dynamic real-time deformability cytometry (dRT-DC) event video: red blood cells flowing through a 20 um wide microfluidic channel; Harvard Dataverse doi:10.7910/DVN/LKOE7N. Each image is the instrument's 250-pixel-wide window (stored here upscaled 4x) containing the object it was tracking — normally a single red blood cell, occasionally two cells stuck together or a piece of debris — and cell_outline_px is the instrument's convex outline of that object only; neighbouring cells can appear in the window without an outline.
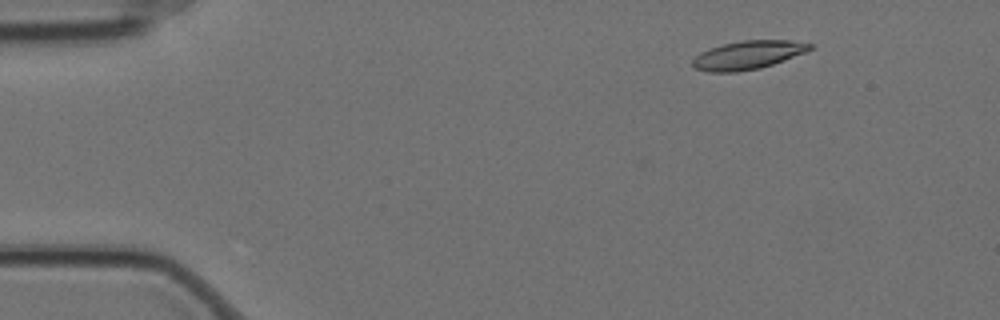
{"species": "Egyptian fruit bat (a non-hibernating species)", "species_latin": "Rousettus aegyptiacus", "temperature_condition": "cold", "stored_images_in_passage": 10, "camera_frame_rate_fps": 3000, "um_per_image_px": 0.085, "animal": {"sex": "female"}, "frame": {"image": 1, "passage_image": 2, "time_ms": 0.333, "image_size_px": [1000, 320], "cell_outline_px": [[816, 44], [812, 48], [804, 52], [784, 60], [760, 68], [736, 72], [708, 72], [696, 68], [692, 64], [692, 60], [700, 52], [708, 48], [724, 44], [744, 40], [792, 40]], "centroid_in_image_um": [63.58, 4.67], "position_along_channel_um": 21.4, "area_um2": 19.42}}
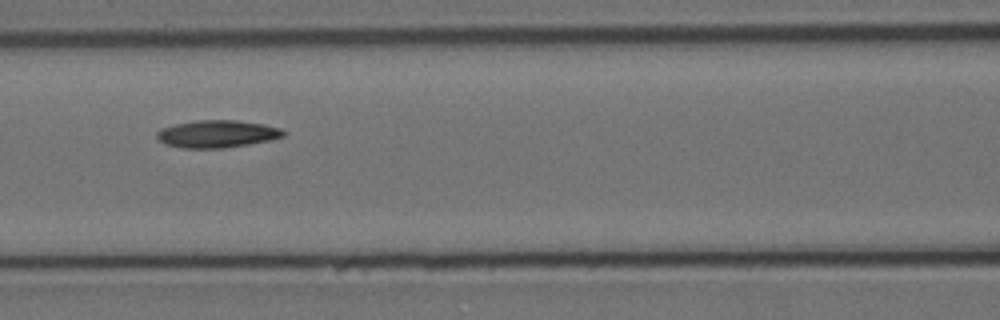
{"frame": {"image": 2, "passage_image": 7, "time_ms": 2.0, "image_size_px": [1000, 320], "cell_outline_px": [[288, 132], [284, 136], [272, 140], [224, 148], [180, 148], [164, 144], [156, 136], [156, 132], [160, 128], [176, 124], [196, 120], [236, 120], [264, 124], [280, 128]], "centroid_in_image_um": [18.46, 11.38], "position_along_channel_um": 148.1, "area_um2": 20.4}}
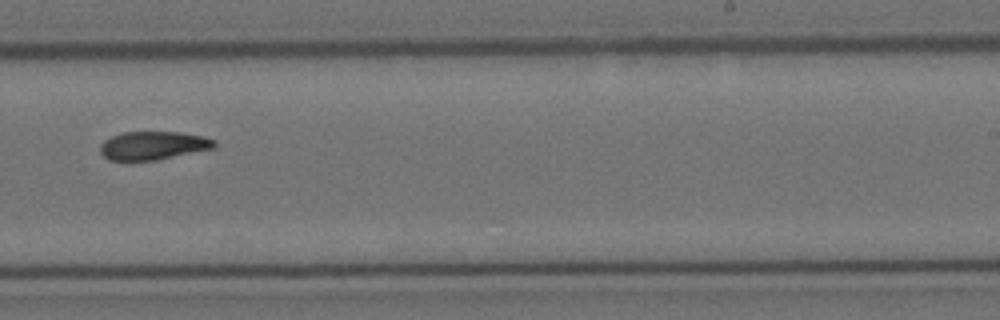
{"frame": {"image": 3, "passage_image": 10, "time_ms": 3.0, "image_size_px": [1000, 320], "cell_outline_px": [[216, 148], [156, 160], [108, 160], [100, 152], [100, 144], [104, 140], [112, 136], [124, 132], [180, 132], [204, 136], [216, 140]], "centroid_in_image_um": [13.05, 12.37], "position_along_channel_um": 276.0, "area_um2": 18.96}}